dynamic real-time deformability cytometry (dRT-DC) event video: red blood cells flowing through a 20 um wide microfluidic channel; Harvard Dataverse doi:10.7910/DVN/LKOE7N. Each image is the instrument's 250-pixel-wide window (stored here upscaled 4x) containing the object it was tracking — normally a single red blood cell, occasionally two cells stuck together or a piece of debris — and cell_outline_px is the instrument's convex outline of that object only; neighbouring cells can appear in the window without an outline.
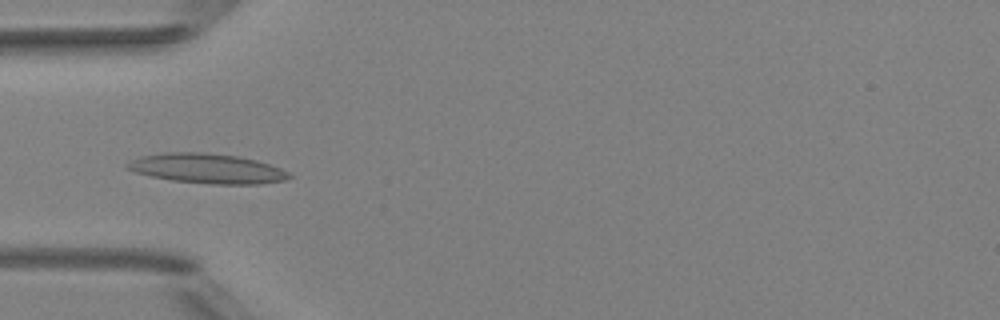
{"species": "Egyptian fruit bat (a non-hibernating species)", "species_latin": "Rousettus aegyptiacus", "temperature_condition": "room temperature", "stored_images_in_passage": 3, "camera_frame_rate_fps": 3000, "um_per_image_px": 0.085, "animal": {"sex": "female"}, "frame": {"image": 1, "passage_image": 2, "time_ms": 1.333, "image_size_px": [1000, 320], "cell_outline_px": [[292, 176], [284, 180], [260, 184], [212, 184], [172, 180], [152, 176], [136, 172], [124, 168], [124, 164], [132, 160], [144, 156], [168, 152], [204, 152], [240, 156], [256, 160], [280, 168], [288, 172]], "centroid_in_image_um": [17.61, 14.32], "position_along_channel_um": 67.4, "area_um2": 27.92}}
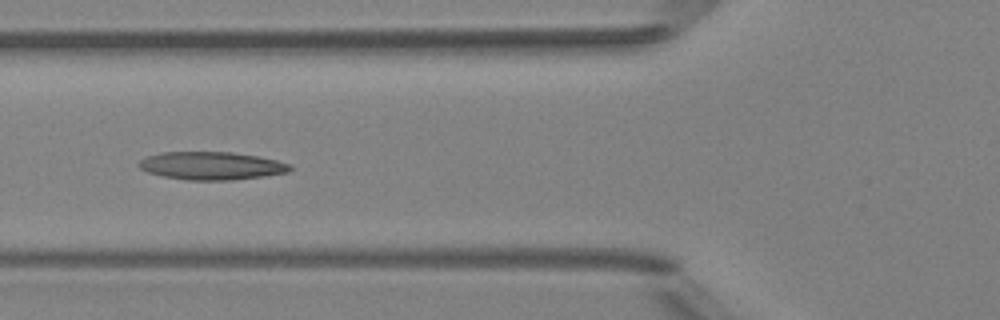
{"frame": {"image": 2, "passage_image": 3, "time_ms": 2.333, "image_size_px": [1000, 320], "cell_outline_px": [[292, 168], [288, 172], [264, 176], [232, 180], [188, 180], [160, 176], [148, 172], [140, 168], [136, 164], [140, 160], [148, 156], [164, 152], [232, 152], [256, 156], [276, 160], [292, 164]], "centroid_in_image_um": [17.97, 14.09], "position_along_channel_um": 107.8, "area_um2": 24.62}}